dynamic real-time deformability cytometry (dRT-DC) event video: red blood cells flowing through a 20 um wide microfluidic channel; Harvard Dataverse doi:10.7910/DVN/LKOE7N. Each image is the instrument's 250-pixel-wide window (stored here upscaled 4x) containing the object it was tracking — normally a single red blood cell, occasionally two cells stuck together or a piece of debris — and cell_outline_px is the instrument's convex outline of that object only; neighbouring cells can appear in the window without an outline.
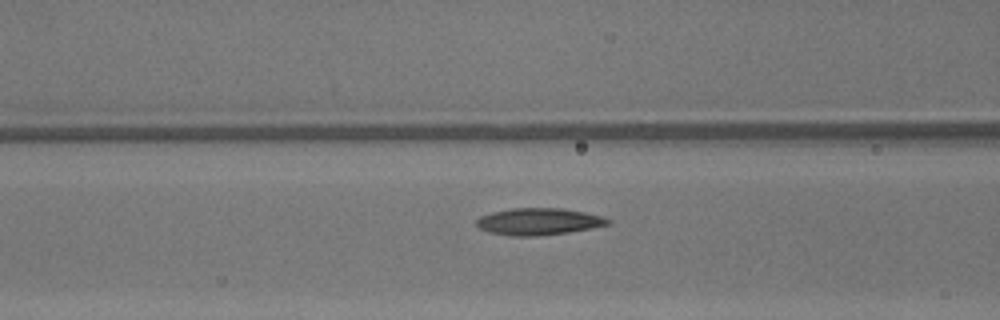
{"species": "common noctule bat (a hibernating species)", "species_latin": "Nyctalus noctula", "temperature_condition": "warm", "stored_images_in_passage": 40, "camera_frame_rate_fps": 3000, "um_per_image_px": 0.085, "animal": {"sex": "male", "body_mass_g": 13.3}, "frame": {"image": 1, "passage_image": 20, "time_ms": 6.333, "image_size_px": [1000, 320], "cell_outline_px": [[612, 224], [592, 228], [568, 232], [536, 236], [512, 236], [488, 232], [480, 228], [476, 224], [476, 220], [480, 216], [492, 212], [512, 208], [560, 208], [584, 212], [600, 216], [612, 220]], "centroid_in_image_um": [45.79, 18.83], "position_along_channel_um": 120.8, "area_um2": 20.58}}
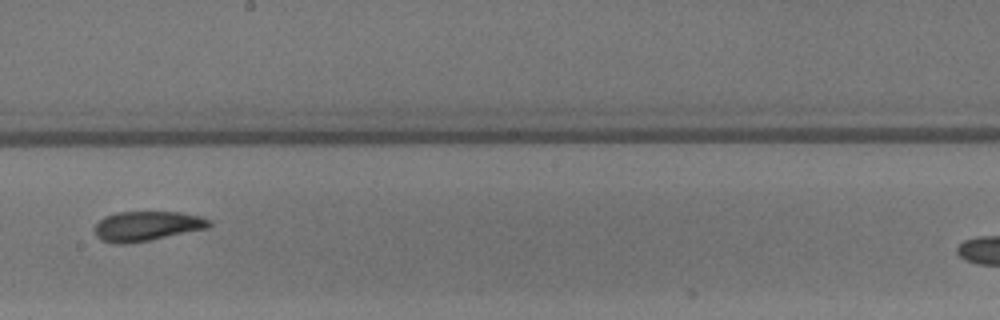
{"frame": {"image": 2, "passage_image": 28, "time_ms": 9.0, "image_size_px": [1000, 320], "cell_outline_px": [[212, 224], [208, 228], [128, 244], [116, 244], [100, 240], [96, 236], [96, 224], [104, 216], [116, 212], [180, 212], [200, 216], [212, 220]], "centroid_in_image_um": [12.49, 19.21], "position_along_channel_um": 235.7, "area_um2": 19.83}}
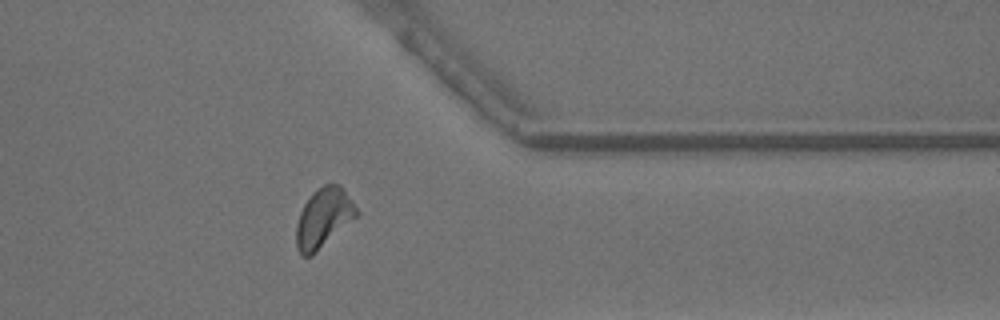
{"frame": {"image": 3, "passage_image": 39, "time_ms": 12.667, "image_size_px": [1000, 320], "cell_outline_px": [[360, 212], [356, 216], [312, 256], [304, 256], [300, 252], [296, 244], [296, 224], [300, 212], [304, 204], [312, 192], [324, 184], [340, 184], [344, 188]], "centroid_in_image_um": [27.5, 18.49], "position_along_channel_um": 383.9, "area_um2": 20.69}}